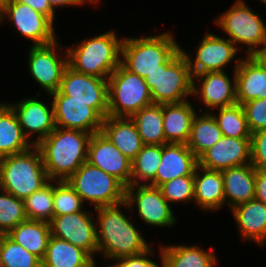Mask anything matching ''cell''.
<instances>
[{
  "label": "cell",
  "instance_id": "39",
  "mask_svg": "<svg viewBox=\"0 0 266 267\" xmlns=\"http://www.w3.org/2000/svg\"><path fill=\"white\" fill-rule=\"evenodd\" d=\"M26 219L23 199L0 189V232L7 234Z\"/></svg>",
  "mask_w": 266,
  "mask_h": 267
},
{
  "label": "cell",
  "instance_id": "34",
  "mask_svg": "<svg viewBox=\"0 0 266 267\" xmlns=\"http://www.w3.org/2000/svg\"><path fill=\"white\" fill-rule=\"evenodd\" d=\"M161 157L162 145L144 144L132 160L131 184H150L156 178Z\"/></svg>",
  "mask_w": 266,
  "mask_h": 267
},
{
  "label": "cell",
  "instance_id": "11",
  "mask_svg": "<svg viewBox=\"0 0 266 267\" xmlns=\"http://www.w3.org/2000/svg\"><path fill=\"white\" fill-rule=\"evenodd\" d=\"M195 49L196 55L191 52H181L186 57L192 77L206 72L224 71L234 61V70L237 69L242 57H237L239 49L228 38L220 37L212 32H205ZM193 59V60H192Z\"/></svg>",
  "mask_w": 266,
  "mask_h": 267
},
{
  "label": "cell",
  "instance_id": "45",
  "mask_svg": "<svg viewBox=\"0 0 266 267\" xmlns=\"http://www.w3.org/2000/svg\"><path fill=\"white\" fill-rule=\"evenodd\" d=\"M255 199L266 205V170L256 169Z\"/></svg>",
  "mask_w": 266,
  "mask_h": 267
},
{
  "label": "cell",
  "instance_id": "50",
  "mask_svg": "<svg viewBox=\"0 0 266 267\" xmlns=\"http://www.w3.org/2000/svg\"><path fill=\"white\" fill-rule=\"evenodd\" d=\"M262 4L266 5V0H260Z\"/></svg>",
  "mask_w": 266,
  "mask_h": 267
},
{
  "label": "cell",
  "instance_id": "16",
  "mask_svg": "<svg viewBox=\"0 0 266 267\" xmlns=\"http://www.w3.org/2000/svg\"><path fill=\"white\" fill-rule=\"evenodd\" d=\"M39 93L40 91L33 98L30 96L31 98L7 103L16 114L24 136L33 145L38 144L56 128L53 103L50 101L46 104L45 101H41L38 98Z\"/></svg>",
  "mask_w": 266,
  "mask_h": 267
},
{
  "label": "cell",
  "instance_id": "8",
  "mask_svg": "<svg viewBox=\"0 0 266 267\" xmlns=\"http://www.w3.org/2000/svg\"><path fill=\"white\" fill-rule=\"evenodd\" d=\"M107 82V116L130 118L142 108L154 104L144 78L121 64L111 73Z\"/></svg>",
  "mask_w": 266,
  "mask_h": 267
},
{
  "label": "cell",
  "instance_id": "48",
  "mask_svg": "<svg viewBox=\"0 0 266 267\" xmlns=\"http://www.w3.org/2000/svg\"><path fill=\"white\" fill-rule=\"evenodd\" d=\"M1 23H3V22H2V7L0 4V26H1Z\"/></svg>",
  "mask_w": 266,
  "mask_h": 267
},
{
  "label": "cell",
  "instance_id": "4",
  "mask_svg": "<svg viewBox=\"0 0 266 267\" xmlns=\"http://www.w3.org/2000/svg\"><path fill=\"white\" fill-rule=\"evenodd\" d=\"M49 181L36 145L24 152L0 158V189L17 198L24 200Z\"/></svg>",
  "mask_w": 266,
  "mask_h": 267
},
{
  "label": "cell",
  "instance_id": "49",
  "mask_svg": "<svg viewBox=\"0 0 266 267\" xmlns=\"http://www.w3.org/2000/svg\"><path fill=\"white\" fill-rule=\"evenodd\" d=\"M91 1L93 2L94 5L95 4L99 5L98 3L101 2L100 0H91Z\"/></svg>",
  "mask_w": 266,
  "mask_h": 267
},
{
  "label": "cell",
  "instance_id": "42",
  "mask_svg": "<svg viewBox=\"0 0 266 267\" xmlns=\"http://www.w3.org/2000/svg\"><path fill=\"white\" fill-rule=\"evenodd\" d=\"M250 151L254 168L266 170V129L251 134Z\"/></svg>",
  "mask_w": 266,
  "mask_h": 267
},
{
  "label": "cell",
  "instance_id": "37",
  "mask_svg": "<svg viewBox=\"0 0 266 267\" xmlns=\"http://www.w3.org/2000/svg\"><path fill=\"white\" fill-rule=\"evenodd\" d=\"M0 261L3 267H42V261L38 257L6 234L0 238Z\"/></svg>",
  "mask_w": 266,
  "mask_h": 267
},
{
  "label": "cell",
  "instance_id": "2",
  "mask_svg": "<svg viewBox=\"0 0 266 267\" xmlns=\"http://www.w3.org/2000/svg\"><path fill=\"white\" fill-rule=\"evenodd\" d=\"M91 136V133L81 130L56 127L46 138L36 144L50 180L69 179L87 161Z\"/></svg>",
  "mask_w": 266,
  "mask_h": 267
},
{
  "label": "cell",
  "instance_id": "26",
  "mask_svg": "<svg viewBox=\"0 0 266 267\" xmlns=\"http://www.w3.org/2000/svg\"><path fill=\"white\" fill-rule=\"evenodd\" d=\"M227 209L255 199L256 169L250 164L221 171Z\"/></svg>",
  "mask_w": 266,
  "mask_h": 267
},
{
  "label": "cell",
  "instance_id": "30",
  "mask_svg": "<svg viewBox=\"0 0 266 267\" xmlns=\"http://www.w3.org/2000/svg\"><path fill=\"white\" fill-rule=\"evenodd\" d=\"M6 235L42 261L51 236L50 223L26 219Z\"/></svg>",
  "mask_w": 266,
  "mask_h": 267
},
{
  "label": "cell",
  "instance_id": "38",
  "mask_svg": "<svg viewBox=\"0 0 266 267\" xmlns=\"http://www.w3.org/2000/svg\"><path fill=\"white\" fill-rule=\"evenodd\" d=\"M85 207L81 197L73 187L65 181H53L54 216L73 214L83 211Z\"/></svg>",
  "mask_w": 266,
  "mask_h": 267
},
{
  "label": "cell",
  "instance_id": "36",
  "mask_svg": "<svg viewBox=\"0 0 266 267\" xmlns=\"http://www.w3.org/2000/svg\"><path fill=\"white\" fill-rule=\"evenodd\" d=\"M23 201L27 219L50 223L54 217L53 180Z\"/></svg>",
  "mask_w": 266,
  "mask_h": 267
},
{
  "label": "cell",
  "instance_id": "22",
  "mask_svg": "<svg viewBox=\"0 0 266 267\" xmlns=\"http://www.w3.org/2000/svg\"><path fill=\"white\" fill-rule=\"evenodd\" d=\"M230 210L239 230L240 239L244 242L252 241L264 249L266 244V205L252 199Z\"/></svg>",
  "mask_w": 266,
  "mask_h": 267
},
{
  "label": "cell",
  "instance_id": "47",
  "mask_svg": "<svg viewBox=\"0 0 266 267\" xmlns=\"http://www.w3.org/2000/svg\"><path fill=\"white\" fill-rule=\"evenodd\" d=\"M254 56L266 68V45L262 49H260Z\"/></svg>",
  "mask_w": 266,
  "mask_h": 267
},
{
  "label": "cell",
  "instance_id": "15",
  "mask_svg": "<svg viewBox=\"0 0 266 267\" xmlns=\"http://www.w3.org/2000/svg\"><path fill=\"white\" fill-rule=\"evenodd\" d=\"M59 91L69 100L88 103L103 119L108 114L107 79L77 72L68 65Z\"/></svg>",
  "mask_w": 266,
  "mask_h": 267
},
{
  "label": "cell",
  "instance_id": "6",
  "mask_svg": "<svg viewBox=\"0 0 266 267\" xmlns=\"http://www.w3.org/2000/svg\"><path fill=\"white\" fill-rule=\"evenodd\" d=\"M144 80L154 104L180 103L193 96V77L181 47Z\"/></svg>",
  "mask_w": 266,
  "mask_h": 267
},
{
  "label": "cell",
  "instance_id": "43",
  "mask_svg": "<svg viewBox=\"0 0 266 267\" xmlns=\"http://www.w3.org/2000/svg\"><path fill=\"white\" fill-rule=\"evenodd\" d=\"M152 248L150 246L142 253L116 259L114 260L115 263H110L106 267H161V264L152 260L154 253H156L155 249Z\"/></svg>",
  "mask_w": 266,
  "mask_h": 267
},
{
  "label": "cell",
  "instance_id": "35",
  "mask_svg": "<svg viewBox=\"0 0 266 267\" xmlns=\"http://www.w3.org/2000/svg\"><path fill=\"white\" fill-rule=\"evenodd\" d=\"M210 112L218 123L219 129L225 137L251 138L247 119L241 104L214 109Z\"/></svg>",
  "mask_w": 266,
  "mask_h": 267
},
{
  "label": "cell",
  "instance_id": "17",
  "mask_svg": "<svg viewBox=\"0 0 266 267\" xmlns=\"http://www.w3.org/2000/svg\"><path fill=\"white\" fill-rule=\"evenodd\" d=\"M232 73V78L225 71L206 72L193 77V97H199L198 100L206 107L205 110L199 108V112H213L237 103L235 70Z\"/></svg>",
  "mask_w": 266,
  "mask_h": 267
},
{
  "label": "cell",
  "instance_id": "20",
  "mask_svg": "<svg viewBox=\"0 0 266 267\" xmlns=\"http://www.w3.org/2000/svg\"><path fill=\"white\" fill-rule=\"evenodd\" d=\"M250 139L223 136L198 158V165L208 170L222 171L250 164Z\"/></svg>",
  "mask_w": 266,
  "mask_h": 267
},
{
  "label": "cell",
  "instance_id": "9",
  "mask_svg": "<svg viewBox=\"0 0 266 267\" xmlns=\"http://www.w3.org/2000/svg\"><path fill=\"white\" fill-rule=\"evenodd\" d=\"M67 182L85 205L89 203L94 208L125 201L126 187L115 177L88 162H84Z\"/></svg>",
  "mask_w": 266,
  "mask_h": 267
},
{
  "label": "cell",
  "instance_id": "21",
  "mask_svg": "<svg viewBox=\"0 0 266 267\" xmlns=\"http://www.w3.org/2000/svg\"><path fill=\"white\" fill-rule=\"evenodd\" d=\"M197 166L198 158L187 144L162 145V157L156 178L149 185L160 187L174 178L194 175Z\"/></svg>",
  "mask_w": 266,
  "mask_h": 267
},
{
  "label": "cell",
  "instance_id": "27",
  "mask_svg": "<svg viewBox=\"0 0 266 267\" xmlns=\"http://www.w3.org/2000/svg\"><path fill=\"white\" fill-rule=\"evenodd\" d=\"M101 132L130 160L141 151L143 142L131 118L106 116Z\"/></svg>",
  "mask_w": 266,
  "mask_h": 267
},
{
  "label": "cell",
  "instance_id": "18",
  "mask_svg": "<svg viewBox=\"0 0 266 267\" xmlns=\"http://www.w3.org/2000/svg\"><path fill=\"white\" fill-rule=\"evenodd\" d=\"M48 96L52 98L56 127L91 134L101 131L103 118L88 103L69 100L59 90Z\"/></svg>",
  "mask_w": 266,
  "mask_h": 267
},
{
  "label": "cell",
  "instance_id": "46",
  "mask_svg": "<svg viewBox=\"0 0 266 267\" xmlns=\"http://www.w3.org/2000/svg\"><path fill=\"white\" fill-rule=\"evenodd\" d=\"M52 9L56 11L57 8H64V7H81L85 4H93L91 0H48ZM56 8V9H55Z\"/></svg>",
  "mask_w": 266,
  "mask_h": 267
},
{
  "label": "cell",
  "instance_id": "28",
  "mask_svg": "<svg viewBox=\"0 0 266 267\" xmlns=\"http://www.w3.org/2000/svg\"><path fill=\"white\" fill-rule=\"evenodd\" d=\"M196 111L188 100L163 104V128L167 143L187 144Z\"/></svg>",
  "mask_w": 266,
  "mask_h": 267
},
{
  "label": "cell",
  "instance_id": "24",
  "mask_svg": "<svg viewBox=\"0 0 266 267\" xmlns=\"http://www.w3.org/2000/svg\"><path fill=\"white\" fill-rule=\"evenodd\" d=\"M159 245L161 267H216L218 263L217 255L213 253L214 247L204 250L196 244Z\"/></svg>",
  "mask_w": 266,
  "mask_h": 267
},
{
  "label": "cell",
  "instance_id": "32",
  "mask_svg": "<svg viewBox=\"0 0 266 267\" xmlns=\"http://www.w3.org/2000/svg\"><path fill=\"white\" fill-rule=\"evenodd\" d=\"M199 112L193 118L187 146L199 158L205 151L216 144L222 137V131L210 112Z\"/></svg>",
  "mask_w": 266,
  "mask_h": 267
},
{
  "label": "cell",
  "instance_id": "40",
  "mask_svg": "<svg viewBox=\"0 0 266 267\" xmlns=\"http://www.w3.org/2000/svg\"><path fill=\"white\" fill-rule=\"evenodd\" d=\"M159 188L170 205L194 202V175L174 178L163 183Z\"/></svg>",
  "mask_w": 266,
  "mask_h": 267
},
{
  "label": "cell",
  "instance_id": "7",
  "mask_svg": "<svg viewBox=\"0 0 266 267\" xmlns=\"http://www.w3.org/2000/svg\"><path fill=\"white\" fill-rule=\"evenodd\" d=\"M218 16L214 19L216 26L239 50L241 45L242 48L245 45V55L254 56L266 45L265 21L245 1L236 0Z\"/></svg>",
  "mask_w": 266,
  "mask_h": 267
},
{
  "label": "cell",
  "instance_id": "44",
  "mask_svg": "<svg viewBox=\"0 0 266 267\" xmlns=\"http://www.w3.org/2000/svg\"><path fill=\"white\" fill-rule=\"evenodd\" d=\"M15 1L29 5L35 11L49 17L53 22L57 16L55 15L57 14L55 13L56 11L52 9L48 0H15Z\"/></svg>",
  "mask_w": 266,
  "mask_h": 267
},
{
  "label": "cell",
  "instance_id": "23",
  "mask_svg": "<svg viewBox=\"0 0 266 267\" xmlns=\"http://www.w3.org/2000/svg\"><path fill=\"white\" fill-rule=\"evenodd\" d=\"M235 74L238 104L266 98V68L255 56H242Z\"/></svg>",
  "mask_w": 266,
  "mask_h": 267
},
{
  "label": "cell",
  "instance_id": "5",
  "mask_svg": "<svg viewBox=\"0 0 266 267\" xmlns=\"http://www.w3.org/2000/svg\"><path fill=\"white\" fill-rule=\"evenodd\" d=\"M169 32L143 37H124L121 45L120 64L128 71L145 78L160 69L181 46Z\"/></svg>",
  "mask_w": 266,
  "mask_h": 267
},
{
  "label": "cell",
  "instance_id": "14",
  "mask_svg": "<svg viewBox=\"0 0 266 267\" xmlns=\"http://www.w3.org/2000/svg\"><path fill=\"white\" fill-rule=\"evenodd\" d=\"M89 211L54 216L50 230L52 236L70 242L95 260V254L98 255L96 219Z\"/></svg>",
  "mask_w": 266,
  "mask_h": 267
},
{
  "label": "cell",
  "instance_id": "10",
  "mask_svg": "<svg viewBox=\"0 0 266 267\" xmlns=\"http://www.w3.org/2000/svg\"><path fill=\"white\" fill-rule=\"evenodd\" d=\"M63 47L57 39L51 44L29 48L28 72L41 87L40 91L44 90L47 95L59 90L64 71L68 66L67 48L63 50Z\"/></svg>",
  "mask_w": 266,
  "mask_h": 267
},
{
  "label": "cell",
  "instance_id": "3",
  "mask_svg": "<svg viewBox=\"0 0 266 267\" xmlns=\"http://www.w3.org/2000/svg\"><path fill=\"white\" fill-rule=\"evenodd\" d=\"M123 38L109 30L92 38H83L70 48L67 45L68 65L77 72L108 79L120 65Z\"/></svg>",
  "mask_w": 266,
  "mask_h": 267
},
{
  "label": "cell",
  "instance_id": "33",
  "mask_svg": "<svg viewBox=\"0 0 266 267\" xmlns=\"http://www.w3.org/2000/svg\"><path fill=\"white\" fill-rule=\"evenodd\" d=\"M130 118L134 122L143 144H168L163 128V104H152L142 108Z\"/></svg>",
  "mask_w": 266,
  "mask_h": 267
},
{
  "label": "cell",
  "instance_id": "25",
  "mask_svg": "<svg viewBox=\"0 0 266 267\" xmlns=\"http://www.w3.org/2000/svg\"><path fill=\"white\" fill-rule=\"evenodd\" d=\"M194 205L209 213L225 206L223 177L221 171L197 166L194 172ZM208 211V212H207Z\"/></svg>",
  "mask_w": 266,
  "mask_h": 267
},
{
  "label": "cell",
  "instance_id": "29",
  "mask_svg": "<svg viewBox=\"0 0 266 267\" xmlns=\"http://www.w3.org/2000/svg\"><path fill=\"white\" fill-rule=\"evenodd\" d=\"M96 263L86 251L51 235L42 267H96Z\"/></svg>",
  "mask_w": 266,
  "mask_h": 267
},
{
  "label": "cell",
  "instance_id": "31",
  "mask_svg": "<svg viewBox=\"0 0 266 267\" xmlns=\"http://www.w3.org/2000/svg\"><path fill=\"white\" fill-rule=\"evenodd\" d=\"M31 146L13 109L6 101H0V158L24 152Z\"/></svg>",
  "mask_w": 266,
  "mask_h": 267
},
{
  "label": "cell",
  "instance_id": "13",
  "mask_svg": "<svg viewBox=\"0 0 266 267\" xmlns=\"http://www.w3.org/2000/svg\"><path fill=\"white\" fill-rule=\"evenodd\" d=\"M1 7L2 22L8 19L17 29L16 32L32 41L31 46L47 45L57 40L55 23L29 5L15 0H6L1 3Z\"/></svg>",
  "mask_w": 266,
  "mask_h": 267
},
{
  "label": "cell",
  "instance_id": "1",
  "mask_svg": "<svg viewBox=\"0 0 266 267\" xmlns=\"http://www.w3.org/2000/svg\"><path fill=\"white\" fill-rule=\"evenodd\" d=\"M124 208L130 209L126 201L93 208L96 212L98 254L103 255L105 261L136 255L151 246L137 225L135 227L134 221L121 211Z\"/></svg>",
  "mask_w": 266,
  "mask_h": 267
},
{
  "label": "cell",
  "instance_id": "41",
  "mask_svg": "<svg viewBox=\"0 0 266 267\" xmlns=\"http://www.w3.org/2000/svg\"><path fill=\"white\" fill-rule=\"evenodd\" d=\"M242 107L251 133L266 129V98L250 100Z\"/></svg>",
  "mask_w": 266,
  "mask_h": 267
},
{
  "label": "cell",
  "instance_id": "12",
  "mask_svg": "<svg viewBox=\"0 0 266 267\" xmlns=\"http://www.w3.org/2000/svg\"><path fill=\"white\" fill-rule=\"evenodd\" d=\"M125 201L129 205L130 212L133 213L137 208L134 211L146 226L149 225L152 228L170 226L171 228L178 223L172 205L163 197L159 187L149 184H131L126 187Z\"/></svg>",
  "mask_w": 266,
  "mask_h": 267
},
{
  "label": "cell",
  "instance_id": "19",
  "mask_svg": "<svg viewBox=\"0 0 266 267\" xmlns=\"http://www.w3.org/2000/svg\"><path fill=\"white\" fill-rule=\"evenodd\" d=\"M86 162L115 177L125 187L131 185L132 160L123 155L101 131L90 138Z\"/></svg>",
  "mask_w": 266,
  "mask_h": 267
}]
</instances>
